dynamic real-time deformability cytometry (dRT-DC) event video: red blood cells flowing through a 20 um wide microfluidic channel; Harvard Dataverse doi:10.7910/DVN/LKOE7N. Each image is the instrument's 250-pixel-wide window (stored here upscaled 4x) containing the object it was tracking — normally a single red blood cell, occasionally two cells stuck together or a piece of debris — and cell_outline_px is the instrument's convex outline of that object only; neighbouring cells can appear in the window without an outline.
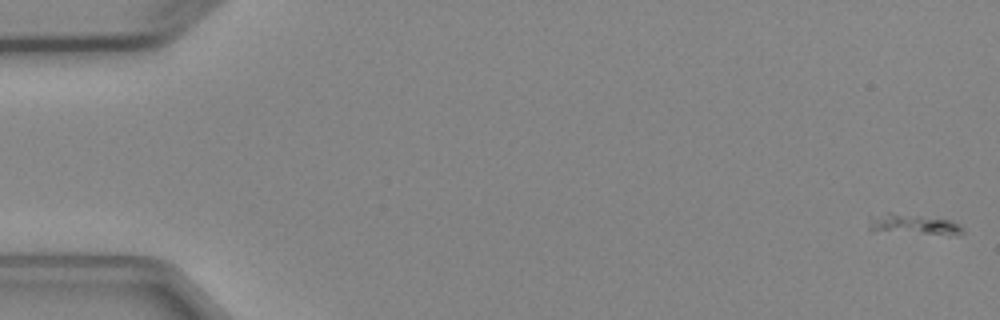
{"species": "Egyptian fruit bat (a non-hibernating species)", "species_latin": "Rousettus aegyptiacus", "temperature_condition": "cold", "stored_images_in_passage": 6, "camera_frame_rate_fps": 3000, "um_per_image_px": 0.085, "animal": {"sex": "female"}, "frame": {"image": 1, "passage_image": 1, "time_ms": 0.0, "image_size_px": [1000, 320], "cell_outline_px": [[964, 232], [960, 236], [948, 236], [872, 232], [868, 228], [868, 216], [888, 212], [892, 212], [952, 220], [960, 224], [964, 228]], "centroid_in_image_um": [77.64, 19.12], "position_along_channel_um": 7.4, "area_um2": 12.31}}